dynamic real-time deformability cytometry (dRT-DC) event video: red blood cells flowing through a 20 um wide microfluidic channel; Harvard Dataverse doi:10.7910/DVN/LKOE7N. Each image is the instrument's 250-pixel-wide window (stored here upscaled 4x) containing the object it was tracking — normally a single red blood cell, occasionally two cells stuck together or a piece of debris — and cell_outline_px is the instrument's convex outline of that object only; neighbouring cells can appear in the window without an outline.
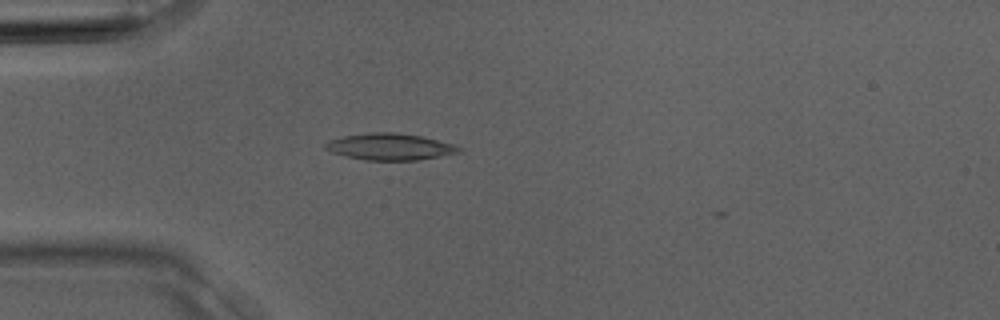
{"species": "Egyptian fruit bat (a non-hibernating species)", "species_latin": "Rousettus aegyptiacus", "temperature_condition": "room temperature", "stored_images_in_passage": 3, "camera_frame_rate_fps": 3000, "um_per_image_px": 0.085, "animal": {"sex": "male"}, "frame": {"image": 1, "passage_image": 3, "time_ms": 0.667, "image_size_px": [1000, 320], "cell_outline_px": [[464, 152], [416, 160], [364, 160], [332, 152], [324, 148], [324, 144], [328, 140], [344, 136], [372, 132], [396, 132], [420, 136], [456, 144], [464, 148]], "centroid_in_image_um": [33.21, 12.47], "position_along_channel_um": 51.8, "area_um2": 20.81}}